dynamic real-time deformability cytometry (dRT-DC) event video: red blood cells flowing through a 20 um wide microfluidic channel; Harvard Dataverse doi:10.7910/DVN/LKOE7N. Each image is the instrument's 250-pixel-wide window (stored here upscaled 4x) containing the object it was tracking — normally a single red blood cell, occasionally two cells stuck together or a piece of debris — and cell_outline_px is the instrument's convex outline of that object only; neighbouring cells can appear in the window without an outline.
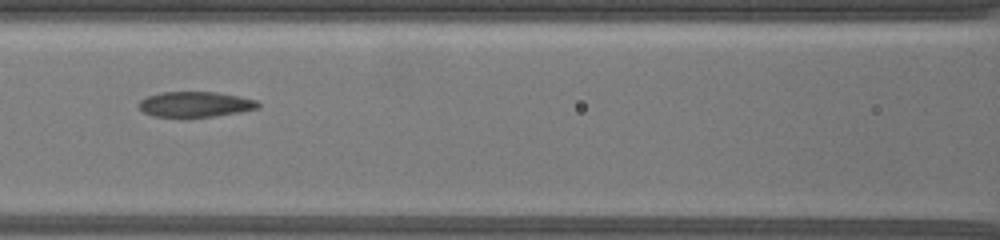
{"species": "common noctule bat (a hibernating species)", "species_latin": "Nyctalus noctula", "temperature_condition": "warm", "stored_images_in_passage": 20, "camera_frame_rate_fps": 3000, "um_per_image_px": 0.085, "animal": {"sex": "female", "body_mass_g": 19.5, "forearm_length_mm": 54.1}, "frame": {"image": 1, "passage_image": 6, "time_ms": 2.667, "image_size_px": [1000, 240], "cell_outline_px": [[260, 108], [240, 112], [216, 116], [188, 120], [184, 120], [152, 116], [144, 112], [136, 104], [140, 100], [148, 96], [160, 92], [216, 92], [256, 100], [260, 104]], "centroid_in_image_um": [16.54, 8.92], "position_along_channel_um": 150.1, "area_um2": 18.44}}
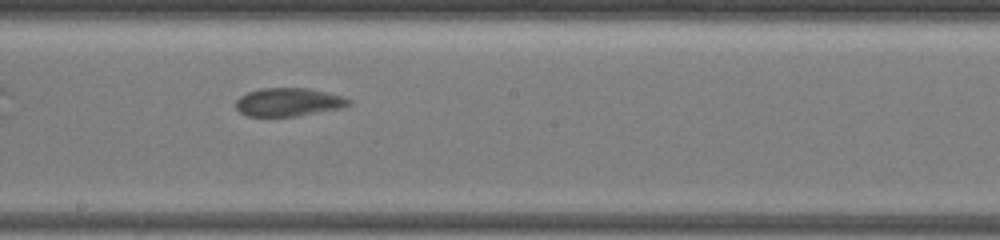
{"frame": {"image": 2, "passage_image": 9, "time_ms": 5.333, "image_size_px": [1000, 240], "cell_outline_px": [[352, 104], [344, 108], [296, 116], [248, 116], [240, 112], [236, 108], [236, 100], [240, 96], [248, 92], [260, 88], [308, 88], [340, 96], [352, 100]], "centroid_in_image_um": [24.53, 8.68], "position_along_channel_um": 223.7, "area_um2": 18.61}}
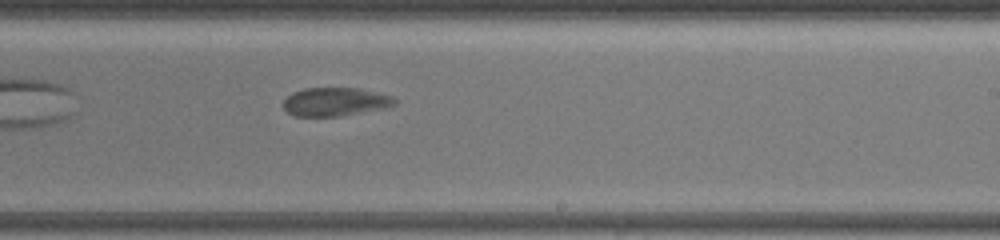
{"frame": {"image": 3, "passage_image": 12, "time_ms": 6.667, "image_size_px": [1000, 240], "cell_outline_px": [[396, 104], [384, 108], [340, 116], [296, 116], [288, 112], [284, 108], [284, 100], [292, 92], [304, 88], [360, 88], [392, 96], [396, 100]], "centroid_in_image_um": [28.49, 8.64], "position_along_channel_um": 260.5, "area_um2": 18.38}}